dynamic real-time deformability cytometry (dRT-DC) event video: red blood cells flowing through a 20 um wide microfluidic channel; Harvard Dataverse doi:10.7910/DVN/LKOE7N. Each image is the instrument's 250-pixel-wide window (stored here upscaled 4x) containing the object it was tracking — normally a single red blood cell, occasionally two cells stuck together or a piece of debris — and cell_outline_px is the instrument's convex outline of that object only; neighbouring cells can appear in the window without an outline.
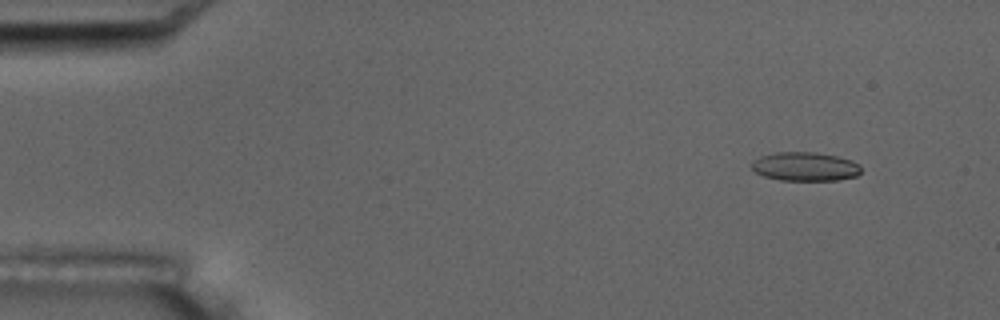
{"species": "common noctule bat (a hibernating species)", "species_latin": "Nyctalus noctula", "temperature_condition": "room temperature", "stored_images_in_passage": 5, "camera_frame_rate_fps": 3000, "um_per_image_px": 0.085, "animal": {"sex": "male", "body_mass_g": 17.5, "forearm_length_mm": 52.3}, "frame": {"image": 1, "passage_image": 2, "time_ms": 1.333, "image_size_px": [1000, 320], "cell_outline_px": [[860, 172], [856, 176], [836, 180], [780, 180], [764, 176], [756, 172], [752, 168], [752, 160], [760, 156], [776, 152], [816, 152], [836, 156], [852, 160], [860, 164]], "centroid_in_image_um": [68.43, 14.15], "position_along_channel_um": 16.6, "area_um2": 18.38}}
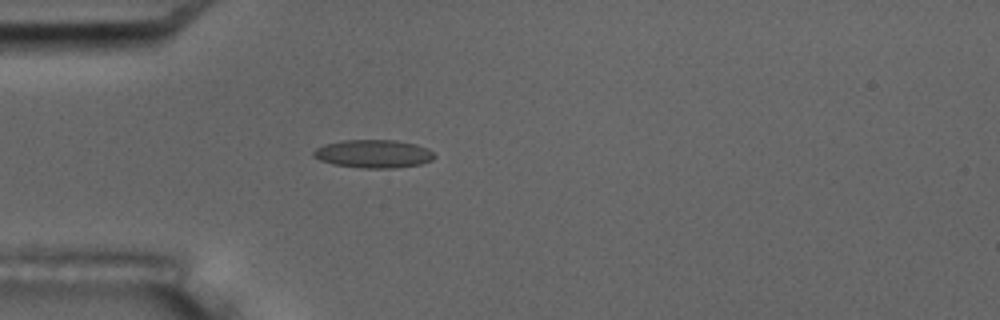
{"frame": {"image": 2, "passage_image": 5, "time_ms": 5.0, "image_size_px": [1000, 320], "cell_outline_px": [[436, 156], [432, 160], [420, 164], [392, 168], [364, 168], [332, 164], [320, 160], [312, 156], [312, 152], [316, 148], [324, 144], [344, 140], [396, 140], [416, 144], [428, 148]], "centroid_in_image_um": [31.73, 13.07], "position_along_channel_um": 53.3, "area_um2": 19.88}}